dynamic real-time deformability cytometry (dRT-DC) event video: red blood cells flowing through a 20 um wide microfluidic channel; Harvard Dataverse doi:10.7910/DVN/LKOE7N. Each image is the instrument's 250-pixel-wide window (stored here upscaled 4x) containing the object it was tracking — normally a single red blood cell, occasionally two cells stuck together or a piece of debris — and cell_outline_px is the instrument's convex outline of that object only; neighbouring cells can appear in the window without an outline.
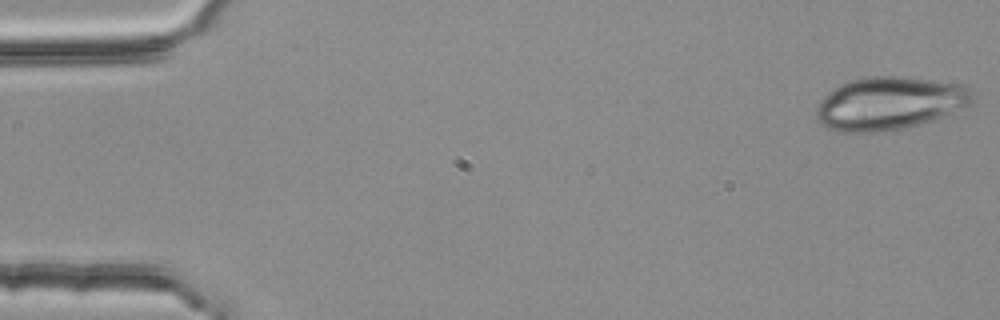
{"species": "common noctule bat (a hibernating species)", "species_latin": "Nyctalus noctula", "temperature_condition": "room temperature", "stored_images_in_passage": 4, "camera_frame_rate_fps": 3000, "um_per_image_px": 0.085, "animal": {"sex": "female", "body_mass_g": 25.1}, "frame": {"image": 1, "passage_image": 1, "time_ms": 0.0, "image_size_px": [1000, 320], "cell_outline_px": [[972, 104], [936, 120], [904, 128], [876, 132], [836, 132], [820, 124], [816, 120], [816, 108], [820, 100], [832, 88], [848, 80], [868, 76], [904, 76], [968, 84], [972, 100]], "centroid_in_image_um": [75.6, 8.77], "position_along_channel_um": 9.4, "area_um2": 49.01}}